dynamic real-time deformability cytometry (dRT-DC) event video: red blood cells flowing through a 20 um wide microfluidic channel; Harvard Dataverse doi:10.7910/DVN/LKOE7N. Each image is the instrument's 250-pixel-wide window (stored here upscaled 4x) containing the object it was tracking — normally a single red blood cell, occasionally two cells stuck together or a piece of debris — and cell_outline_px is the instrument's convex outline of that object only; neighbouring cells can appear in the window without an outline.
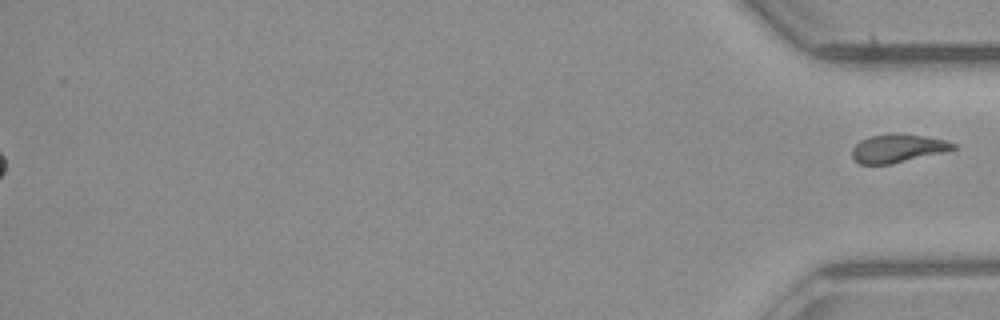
{"species": "common noctule bat (a hibernating species)", "species_latin": "Nyctalus noctula", "temperature_condition": "room temperature", "stored_images_in_passage": 51, "segment_of_instrument_passage": [2, 2], "camera_frame_rate_fps": 3000, "um_per_image_px": 0.085, "animal": {"sex": "male", "body_mass_g": 23.1, "forearm_length_mm": 52.7}, "frame": {"image": 1, "passage_image": 51, "time_ms": 16.667, "image_size_px": [1000, 320], "cell_outline_px": [[956, 148], [944, 152], [888, 164], [860, 164], [852, 156], [852, 148], [860, 140], [868, 136], [896, 132], [924, 136], [944, 140], [956, 144]], "centroid_in_image_um": [76.28, 12.58], "position_along_channel_um": 358.9, "area_um2": 16.59}}